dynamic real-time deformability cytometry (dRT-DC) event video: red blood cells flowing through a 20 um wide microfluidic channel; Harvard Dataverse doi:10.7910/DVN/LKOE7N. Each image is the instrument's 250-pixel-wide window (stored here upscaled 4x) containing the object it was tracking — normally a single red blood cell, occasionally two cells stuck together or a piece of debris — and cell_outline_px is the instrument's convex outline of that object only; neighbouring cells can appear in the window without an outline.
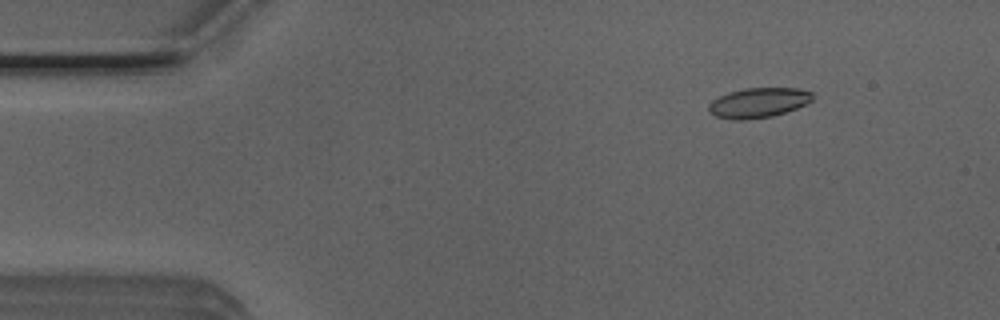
{"species": "Egyptian fruit bat (a non-hibernating species)", "species_latin": "Rousettus aegyptiacus", "temperature_condition": "room temperature", "stored_images_in_passage": 52, "camera_frame_rate_fps": 3000, "um_per_image_px": 0.085, "animal": {"sex": "male"}, "frame": {"image": 1, "passage_image": 7, "time_ms": 2.0, "image_size_px": [1000, 320], "cell_outline_px": [[812, 100], [796, 108], [772, 116], [744, 120], [732, 120], [716, 116], [708, 112], [708, 104], [712, 100], [728, 92], [744, 88], [800, 88], [812, 92]], "centroid_in_image_um": [64.42, 8.73], "position_along_channel_um": 20.6, "area_um2": 18.09}}
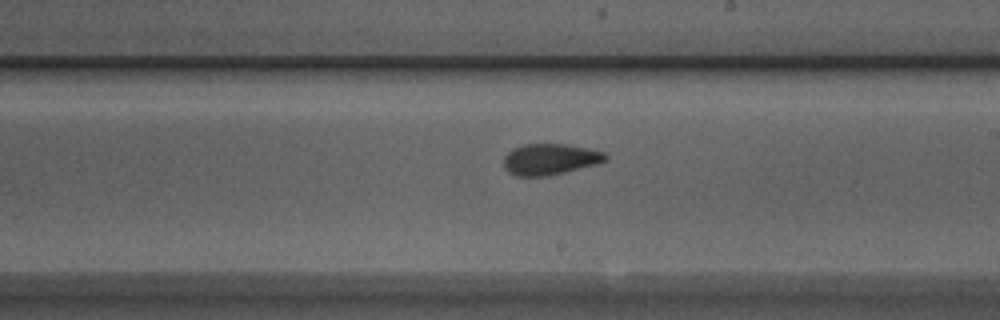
{"frame": {"image": 2, "passage_image": 30, "time_ms": 9.667, "image_size_px": [1000, 320], "cell_outline_px": [[608, 156], [604, 160], [596, 164], [548, 176], [516, 176], [508, 172], [504, 168], [504, 156], [512, 148], [524, 144], [568, 144], [588, 148], [604, 152]], "centroid_in_image_um": [46.71, 13.53], "position_along_channel_um": 242.3, "area_um2": 18.44}}
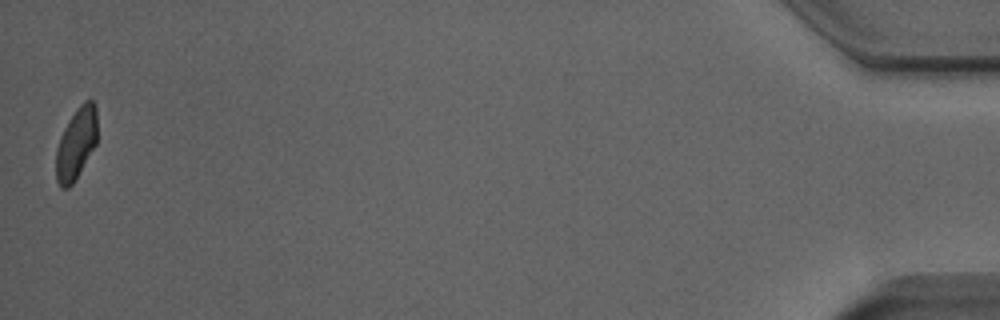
{"frame": {"image": 3, "passage_image": 52, "time_ms": 17.0, "image_size_px": [1000, 320], "cell_outline_px": [[96, 144], [76, 180], [68, 188], [60, 188], [56, 180], [56, 148], [60, 136], [68, 120], [80, 104], [84, 100], [92, 100], [96, 104]], "centroid_in_image_um": [6.46, 12.22], "position_along_channel_um": 428.7, "area_um2": 17.34}, "authors_computed_cell_mechanics": {"area_um2": 18.2648, "velocity_mm_per_s": 3.9326, "shape_relaxation_time_tau1_ms": 5.6337, "shape_relaxation_time_tau2_ms": 2.026, "deformation_change_tau1": 0.1429, "deformation_change_tau2": 0.0798}}